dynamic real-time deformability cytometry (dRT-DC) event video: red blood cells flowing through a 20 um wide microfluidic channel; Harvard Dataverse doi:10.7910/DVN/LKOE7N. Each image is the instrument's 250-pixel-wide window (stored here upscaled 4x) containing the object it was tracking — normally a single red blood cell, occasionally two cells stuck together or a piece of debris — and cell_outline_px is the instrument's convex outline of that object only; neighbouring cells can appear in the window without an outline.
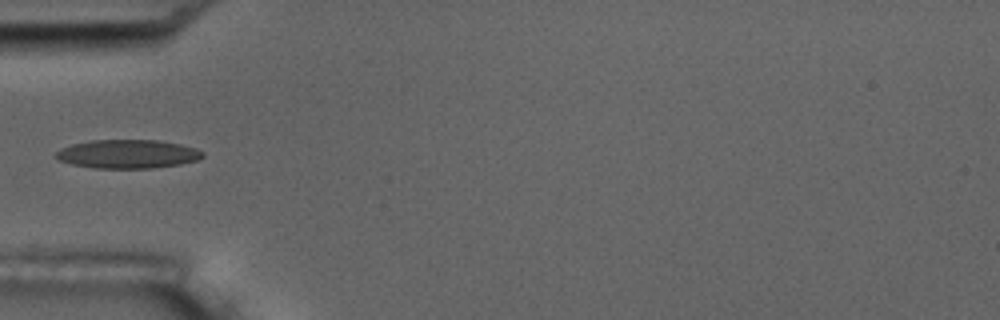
{"species": "common noctule bat (a hibernating species)", "species_latin": "Nyctalus noctula", "temperature_condition": "room temperature", "stored_images_in_passage": 5, "camera_frame_rate_fps": 3000, "um_per_image_px": 0.085, "animal": {"sex": "male", "body_mass_g": 17.5, "forearm_length_mm": 52.3}, "frame": {"image": 1, "passage_image": 5, "time_ms": 5.667, "image_size_px": [1000, 320], "cell_outline_px": [[204, 156], [196, 160], [180, 164], [152, 168], [96, 168], [72, 164], [60, 160], [56, 156], [56, 152], [60, 148], [72, 144], [92, 140], [160, 140], [180, 144], [196, 148], [204, 152]], "centroid_in_image_um": [10.87, 13.08], "position_along_channel_um": 74.1, "area_um2": 24.45}}